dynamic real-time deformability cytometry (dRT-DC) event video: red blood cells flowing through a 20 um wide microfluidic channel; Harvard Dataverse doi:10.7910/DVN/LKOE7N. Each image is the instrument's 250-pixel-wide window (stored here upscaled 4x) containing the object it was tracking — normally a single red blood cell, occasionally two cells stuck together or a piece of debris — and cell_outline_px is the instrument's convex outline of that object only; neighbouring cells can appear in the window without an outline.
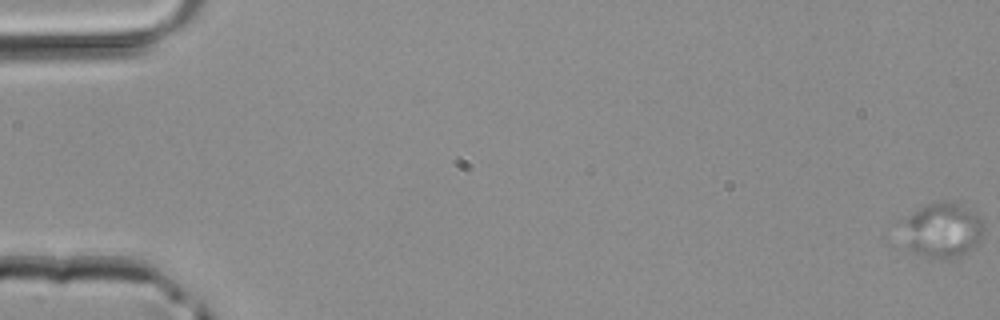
{"species": "common noctule bat (a hibernating species)", "species_latin": "Nyctalus noctula", "temperature_condition": "room temperature", "stored_images_in_passage": 49, "camera_frame_rate_fps": 3000, "um_per_image_px": 0.085, "animal": {"sex": "male", "body_mass_g": 20.4}, "frame": {"image": 1, "passage_image": 1, "time_ms": 0.0, "image_size_px": [1000, 320], "cell_outline_px": [[984, 232], [980, 240], [972, 248], [956, 256], [940, 260], [924, 256], [912, 252], [908, 248], [896, 220], [928, 204], [944, 200], [948, 200], [960, 204], [980, 216], [984, 224]], "centroid_in_image_um": [80.02, 19.54], "position_along_channel_um": 5.0, "area_um2": 26.88}}
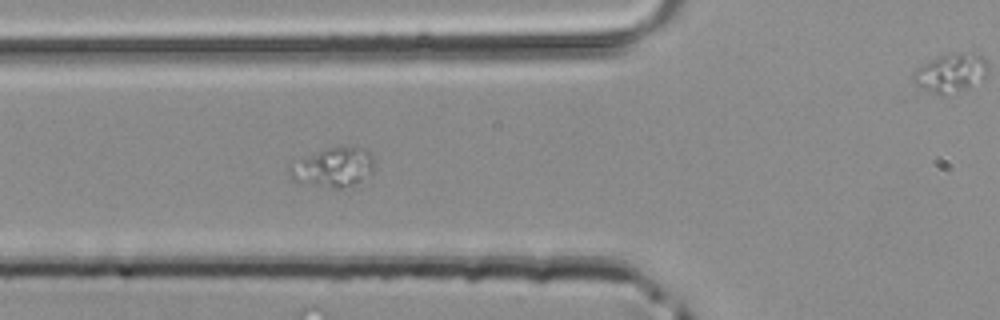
{"frame": {"image": 2, "passage_image": 19, "time_ms": 6.0, "image_size_px": [1000, 320], "cell_outline_px": [[376, 164], [372, 172], [360, 180], [352, 184], [340, 188], [332, 188], [292, 180], [288, 172], [288, 164], [328, 148], [368, 148]], "centroid_in_image_um": [28.33, 14.22], "position_along_channel_um": 97.5, "area_um2": 19.02}}
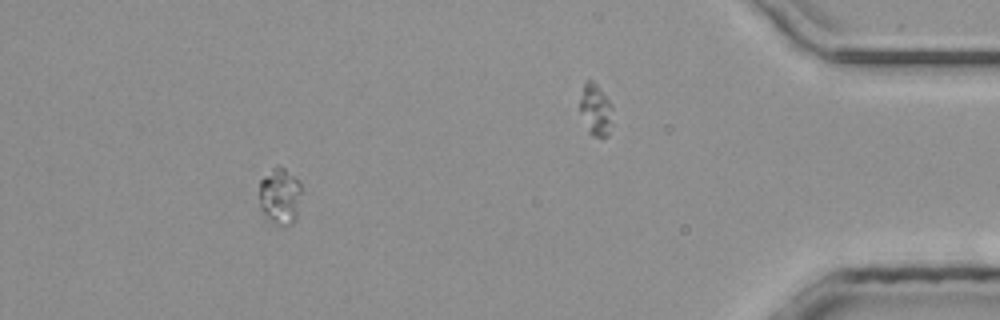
{"frame": {"image": 3, "passage_image": 44, "time_ms": 14.333, "image_size_px": [1000, 320], "cell_outline_px": [[300, 192], [296, 220], [292, 224], [276, 224], [260, 208], [260, 180], [276, 164], [280, 164], [300, 184]], "centroid_in_image_um": [23.78, 16.63], "position_along_channel_um": 411.4, "area_um2": 13.47}}